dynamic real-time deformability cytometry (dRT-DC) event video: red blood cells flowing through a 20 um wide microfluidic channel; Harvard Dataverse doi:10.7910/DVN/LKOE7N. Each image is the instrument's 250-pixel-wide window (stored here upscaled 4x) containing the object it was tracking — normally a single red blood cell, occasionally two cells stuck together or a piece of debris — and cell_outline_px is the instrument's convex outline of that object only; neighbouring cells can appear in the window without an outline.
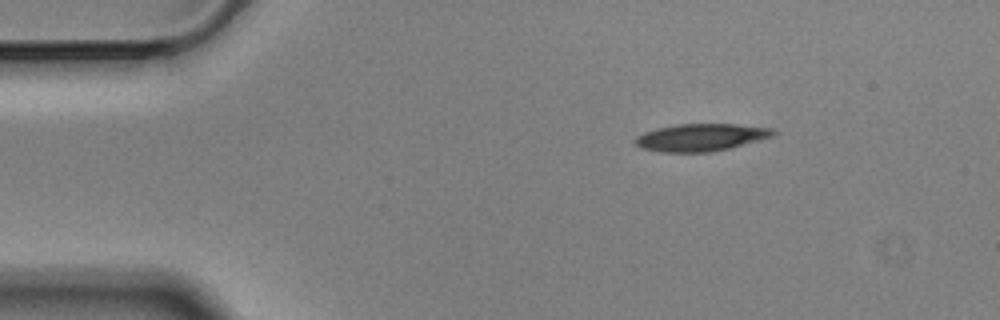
{"species": "Egyptian fruit bat (a non-hibernating species)", "species_latin": "Rousettus aegyptiacus", "temperature_condition": "cold", "stored_images_in_passage": 49, "camera_frame_rate_fps": 3000, "um_per_image_px": 0.085, "animal": {"sex": "male"}, "frame": {"image": 1, "passage_image": 1, "time_ms": 0.0, "image_size_px": [1000, 320], "cell_outline_px": [[776, 132], [772, 136], [728, 148], [712, 152], [660, 152], [644, 148], [636, 144], [632, 140], [636, 136], [644, 132], [656, 128], [676, 124], [736, 124], [772, 128]], "centroid_in_image_um": [59.52, 11.67], "position_along_channel_um": 25.5, "area_um2": 21.85}}
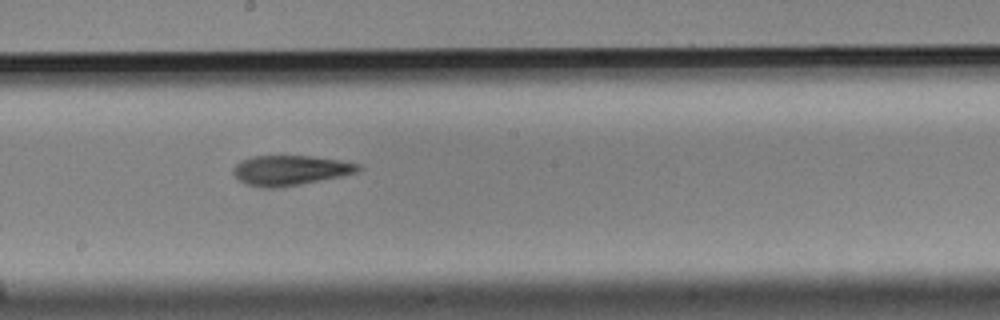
{"frame": {"image": 2, "passage_image": 23, "time_ms": 7.333, "image_size_px": [1000, 320], "cell_outline_px": [[360, 168], [356, 172], [340, 176], [300, 184], [272, 188], [264, 188], [248, 184], [240, 180], [232, 172], [236, 164], [240, 160], [252, 156], [312, 156], [340, 160], [360, 164]], "centroid_in_image_um": [24.65, 14.46], "position_along_channel_um": 223.6, "area_um2": 21.5}}
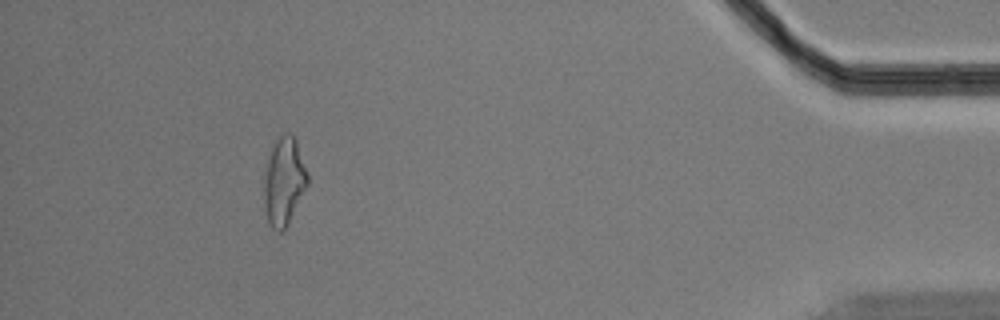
{"frame": {"image": 3, "passage_image": 44, "time_ms": 14.333, "image_size_px": [1000, 320], "cell_outline_px": [[308, 184], [288, 224], [280, 232], [272, 228], [268, 220], [264, 208], [264, 176], [272, 148], [276, 140], [284, 132], [288, 132], [296, 140], [308, 172]], "centroid_in_image_um": [24.15, 15.42], "position_along_channel_um": 411.1, "area_um2": 22.02}, "authors_computed_cell_mechanics": {"area_um2": 21.8484, "velocity_mm_per_s": 3.5258, "shape_relaxation_time_tau1_ms": 5.9537, "shape_relaxation_time_tau2_ms": 4.6902, "deformation_change_tau1": 0.1921, "deformation_change_tau2": 0.157}}